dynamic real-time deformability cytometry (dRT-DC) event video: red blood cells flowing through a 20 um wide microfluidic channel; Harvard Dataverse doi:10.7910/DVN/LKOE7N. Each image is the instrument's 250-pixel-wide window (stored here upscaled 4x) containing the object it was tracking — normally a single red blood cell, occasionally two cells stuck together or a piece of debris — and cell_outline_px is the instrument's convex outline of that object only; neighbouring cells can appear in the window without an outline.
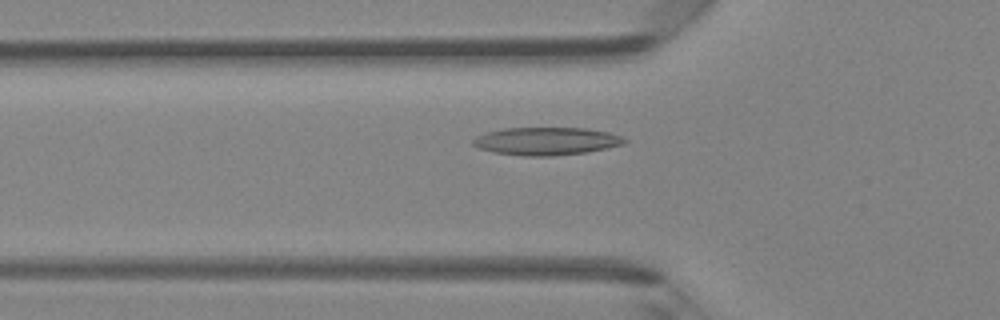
{"species": "Egyptian fruit bat (a non-hibernating species)", "species_latin": "Rousettus aegyptiacus", "temperature_condition": "room temperature", "stored_images_in_passage": 47, "camera_frame_rate_fps": 3000, "um_per_image_px": 0.085, "animal": {"sex": "female"}, "frame": {"image": 1, "passage_image": 16, "time_ms": 5.0, "image_size_px": [1000, 320], "cell_outline_px": [[628, 140], [624, 144], [608, 148], [584, 152], [552, 156], [524, 156], [496, 152], [480, 148], [472, 144], [472, 140], [476, 136], [488, 132], [504, 128], [588, 128], [608, 132], [620, 136]], "centroid_in_image_um": [46.46, 11.99], "position_along_channel_um": 79.3, "area_um2": 24.39}}
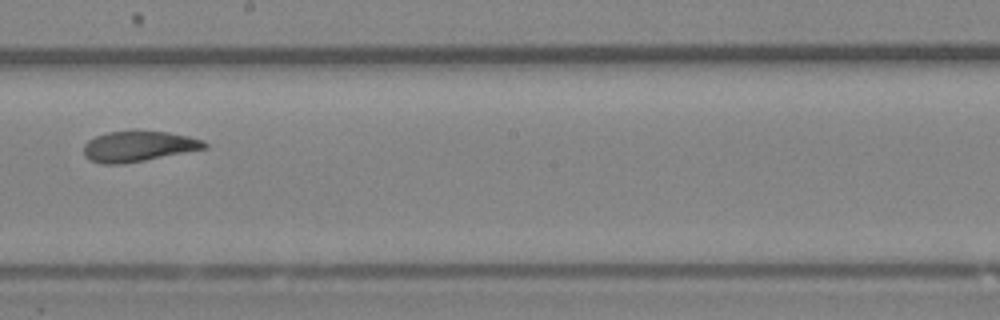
{"frame": {"image": 2, "passage_image": 27, "time_ms": 8.667, "image_size_px": [1000, 320], "cell_outline_px": [[208, 148], [124, 164], [100, 164], [88, 160], [84, 156], [84, 144], [88, 140], [96, 136], [108, 132], [168, 132], [188, 136], [204, 140], [208, 144]], "centroid_in_image_um": [11.76, 12.46], "position_along_channel_um": 236.4, "area_um2": 21.39}}
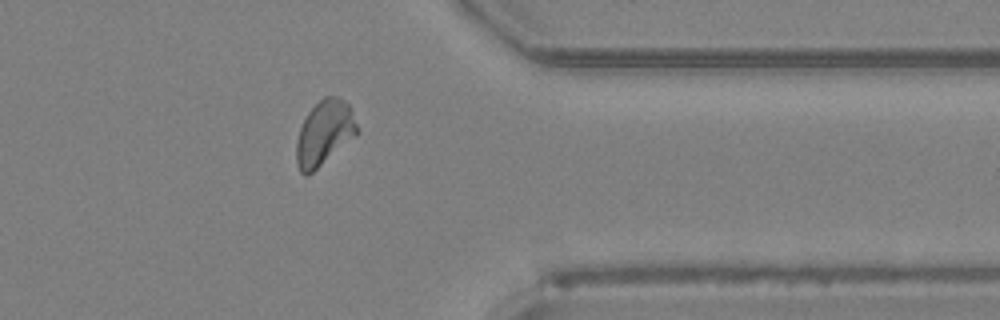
{"frame": {"image": 3, "passage_image": 38, "time_ms": 12.333, "image_size_px": [1000, 320], "cell_outline_px": [[360, 132], [356, 136], [308, 176], [304, 176], [300, 172], [296, 160], [296, 140], [300, 128], [308, 112], [324, 96], [336, 96], [348, 104]], "centroid_in_image_um": [27.56, 11.33], "position_along_channel_um": 383.8, "area_um2": 22.83}, "authors_computed_cell_mechanics": {"area_um2": 22.542, "velocity_mm_per_s": 4.2919, "shape_relaxation_time_tau1_ms": 9.2668, "shape_relaxation_time_tau2_ms": 1.6111, "deformation_change_tau1": 0.2325, "deformation_change_tau2": 0.0708}}